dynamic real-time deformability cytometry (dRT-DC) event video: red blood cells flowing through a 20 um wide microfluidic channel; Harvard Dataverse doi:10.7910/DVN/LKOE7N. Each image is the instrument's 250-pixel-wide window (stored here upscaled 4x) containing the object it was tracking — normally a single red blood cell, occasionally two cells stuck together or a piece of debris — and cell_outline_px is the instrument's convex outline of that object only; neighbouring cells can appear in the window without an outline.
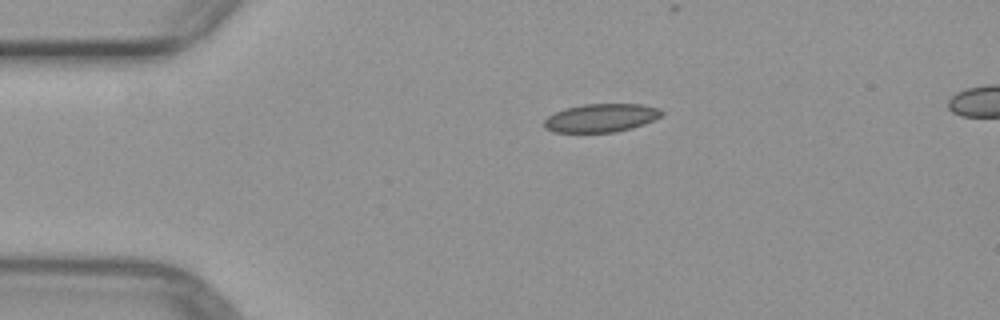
{"species": "common noctule bat (a hibernating species)", "species_latin": "Nyctalus noctula", "temperature_condition": "warm", "stored_images_in_passage": 2, "camera_frame_rate_fps": 3000, "um_per_image_px": 0.085, "animal": {"sex": "female", "body_mass_g": 29.2, "forearm_length_mm": 56.3}, "frame": {"image": 1, "passage_image": 2, "time_ms": 2.0, "image_size_px": [1000, 320], "cell_outline_px": [[664, 112], [660, 116], [644, 124], [632, 128], [616, 132], [552, 132], [544, 128], [544, 120], [548, 116], [564, 108], [584, 104], [640, 104], [660, 108]], "centroid_in_image_um": [51.08, 10.02], "position_along_channel_um": 33.9, "area_um2": 19.42}}